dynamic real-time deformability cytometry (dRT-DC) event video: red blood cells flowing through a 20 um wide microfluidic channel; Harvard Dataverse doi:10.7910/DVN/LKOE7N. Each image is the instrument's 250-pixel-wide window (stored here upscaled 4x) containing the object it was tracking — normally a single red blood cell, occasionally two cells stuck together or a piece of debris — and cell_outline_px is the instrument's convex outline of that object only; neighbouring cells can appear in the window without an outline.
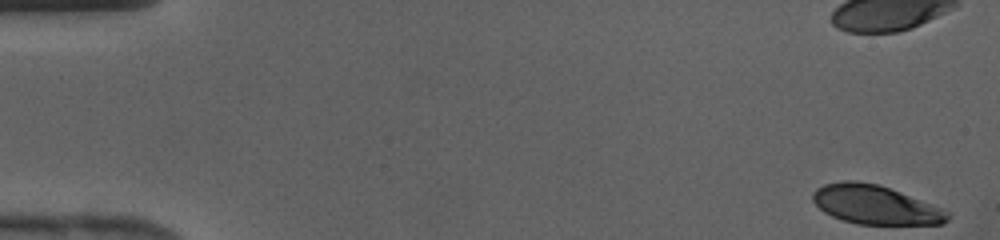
{"species": "human", "species_latin": "Homo sapiens", "temperature_condition": "cold", "stored_images_in_passage": 37, "camera_frame_rate_fps": 3000, "um_per_image_px": 0.085, "donor": {"sex": "female"}, "frame": {"image": 1, "passage_image": 1, "time_ms": 0.0, "image_size_px": [1000, 240], "cell_outline_px": [[952, 216], [944, 224], [856, 224], [832, 216], [824, 212], [812, 200], [812, 192], [816, 188], [824, 184], [844, 180], [856, 180], [876, 184], [900, 192], [940, 208], [948, 212]], "centroid_in_image_um": [74.37, 17.4], "position_along_channel_um": 10.6, "area_um2": 30.35}}